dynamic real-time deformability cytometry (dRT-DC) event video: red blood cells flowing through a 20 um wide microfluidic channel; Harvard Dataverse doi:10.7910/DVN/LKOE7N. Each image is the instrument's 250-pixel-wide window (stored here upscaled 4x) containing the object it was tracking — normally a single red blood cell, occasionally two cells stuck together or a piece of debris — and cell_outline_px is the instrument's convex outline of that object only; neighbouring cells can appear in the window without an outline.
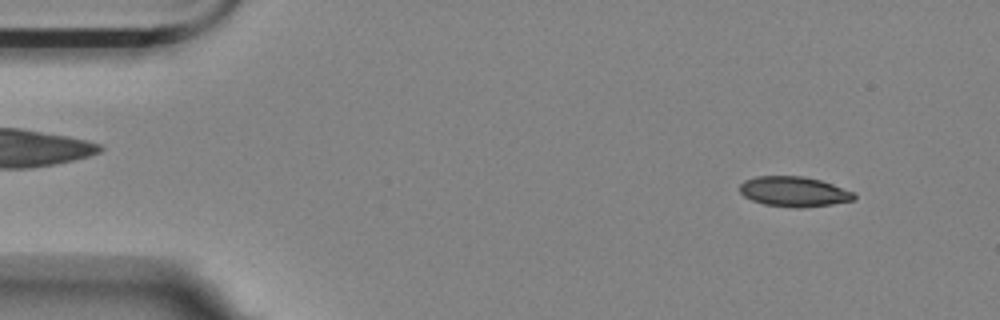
{"species": "Egyptian fruit bat (a non-hibernating species)", "species_latin": "Rousettus aegyptiacus", "temperature_condition": "room temperature", "stored_images_in_passage": 17, "camera_frame_rate_fps": 3000, "um_per_image_px": 0.085, "animal": {"sex": "female"}, "frame": {"image": 1, "passage_image": 5, "time_ms": 1.333, "image_size_px": [1000, 320], "cell_outline_px": [[856, 200], [832, 204], [804, 208], [792, 208], [764, 204], [752, 200], [744, 196], [740, 192], [740, 184], [744, 180], [756, 176], [804, 176], [820, 180], [832, 184], [852, 192], [856, 196]], "centroid_in_image_um": [67.47, 16.29], "position_along_channel_um": 17.5, "area_um2": 20.11}}
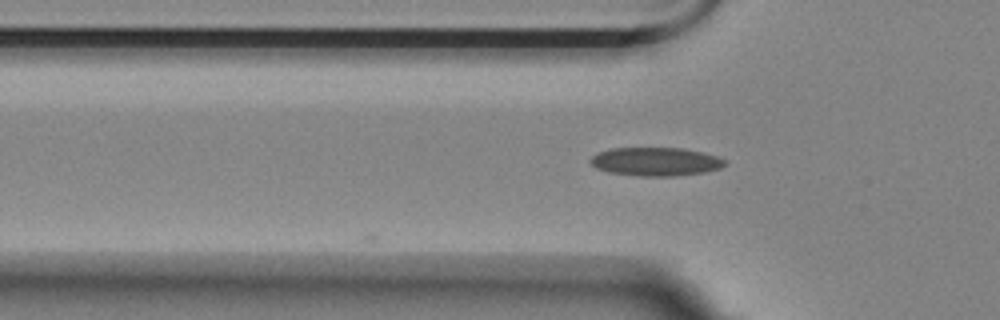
{"frame": {"image": 2, "passage_image": 17, "time_ms": 5.333, "image_size_px": [1000, 320], "cell_outline_px": [[728, 164], [720, 168], [704, 172], [676, 176], [636, 176], [608, 172], [596, 168], [588, 160], [596, 152], [612, 148], [680, 148], [700, 152], [716, 156], [728, 160]], "centroid_in_image_um": [55.72, 13.74], "position_along_channel_um": 70.1, "area_um2": 22.48}}